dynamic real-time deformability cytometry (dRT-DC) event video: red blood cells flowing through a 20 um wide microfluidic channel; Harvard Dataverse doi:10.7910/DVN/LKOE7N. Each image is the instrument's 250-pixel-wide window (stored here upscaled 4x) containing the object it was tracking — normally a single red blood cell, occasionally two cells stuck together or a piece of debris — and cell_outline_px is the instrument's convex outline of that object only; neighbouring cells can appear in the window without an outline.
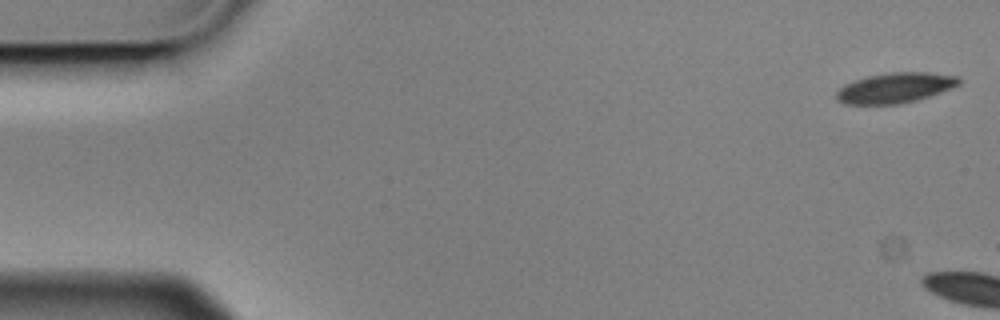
{"species": "Egyptian fruit bat (a non-hibernating species)", "species_latin": "Rousettus aegyptiacus", "temperature_condition": "cold", "stored_images_in_passage": 2, "camera_frame_rate_fps": 3000, "um_per_image_px": 0.085, "animal": {"sex": "male"}, "frame": {"image": 1, "passage_image": 1, "time_ms": 0.0, "image_size_px": [1000, 320], "cell_outline_px": [[960, 84], [940, 92], [916, 100], [896, 104], [844, 104], [836, 96], [836, 92], [844, 84], [868, 76], [884, 72], [928, 72], [960, 76]], "centroid_in_image_um": [76.1, 7.45], "position_along_channel_um": 8.9, "area_um2": 21.44}}